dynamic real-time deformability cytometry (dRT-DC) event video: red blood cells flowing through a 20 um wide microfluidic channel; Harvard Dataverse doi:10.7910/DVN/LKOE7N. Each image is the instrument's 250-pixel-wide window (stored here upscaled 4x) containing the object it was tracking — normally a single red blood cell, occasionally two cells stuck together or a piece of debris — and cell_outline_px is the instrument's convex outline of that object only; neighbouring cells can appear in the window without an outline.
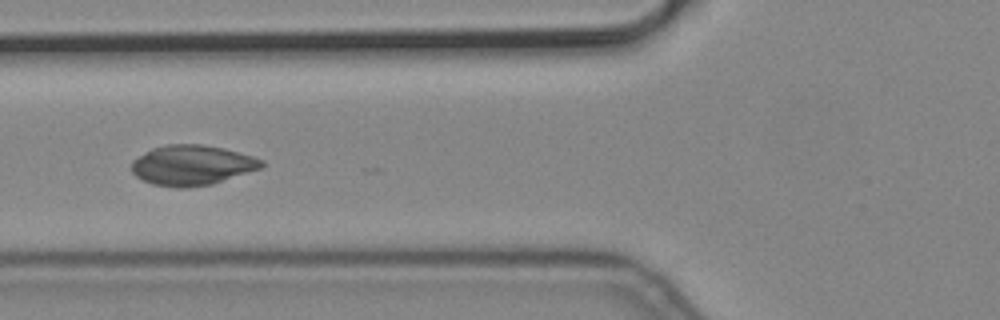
{"species": "common noctule bat (a hibernating species)", "species_latin": "Nyctalus noctula", "temperature_condition": "cold", "stored_images_in_passage": 7, "camera_frame_rate_fps": 3000, "um_per_image_px": 0.085, "animal": {"sex": "male", "body_mass_g": 19.2, "forearm_length_mm": 51.8}, "frame": {"image": 1, "passage_image": 5, "time_ms": 1.333, "image_size_px": [1000, 320], "cell_outline_px": [[264, 164], [260, 168], [212, 184], [188, 188], [176, 188], [152, 184], [136, 176], [132, 172], [132, 160], [152, 148], [168, 144], [200, 144], [224, 148], [252, 156], [264, 160]], "centroid_in_image_um": [16.3, 14.04], "position_along_channel_um": 109.5, "area_um2": 30.29}}
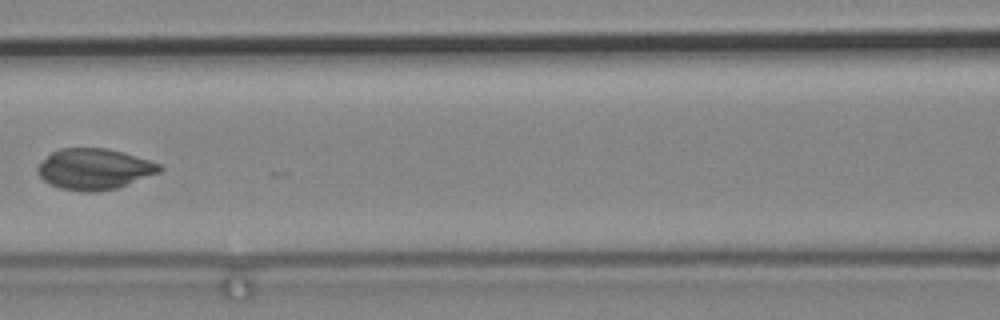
{"frame": {"image": 2, "passage_image": 6, "time_ms": 1.667, "image_size_px": [1000, 320], "cell_outline_px": [[164, 168], [160, 172], [128, 184], [116, 188], [96, 192], [84, 192], [60, 188], [44, 180], [36, 172], [36, 168], [52, 152], [60, 148], [108, 148], [148, 160], [160, 164]], "centroid_in_image_um": [8.02, 14.37], "position_along_channel_um": 158.6, "area_um2": 28.84}}
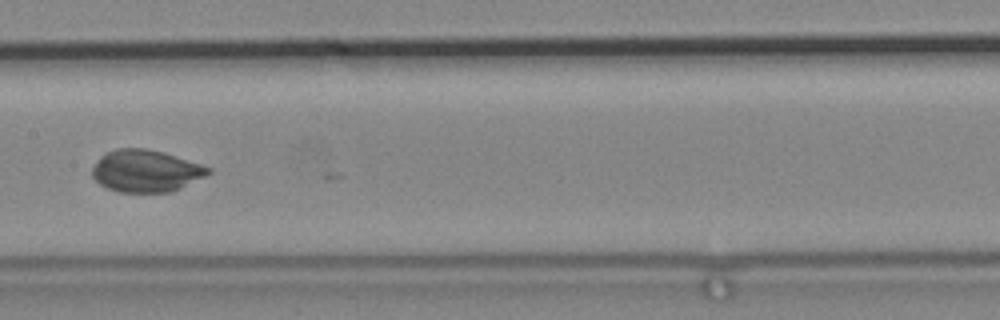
{"frame": {"image": 3, "passage_image": 7, "time_ms": 2.0, "image_size_px": [1000, 320], "cell_outline_px": [[212, 172], [172, 192], [116, 192], [100, 184], [92, 176], [92, 168], [100, 156], [116, 148], [144, 148], [164, 152], [212, 168]], "centroid_in_image_um": [12.38, 14.53], "position_along_channel_um": 195.0, "area_um2": 28.38}}